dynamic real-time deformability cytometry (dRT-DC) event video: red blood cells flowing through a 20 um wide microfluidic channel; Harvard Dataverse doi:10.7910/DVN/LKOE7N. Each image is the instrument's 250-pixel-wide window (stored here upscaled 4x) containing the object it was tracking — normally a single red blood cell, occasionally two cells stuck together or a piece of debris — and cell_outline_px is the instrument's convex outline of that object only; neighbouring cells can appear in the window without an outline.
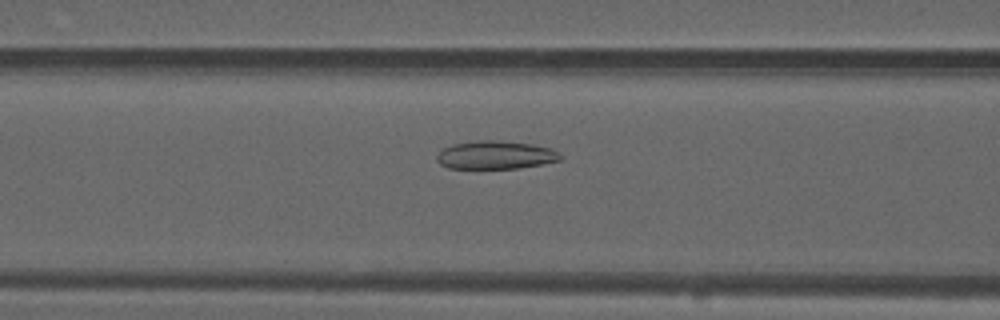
{"species": "common noctule bat (a hibernating species)", "species_latin": "Nyctalus noctula", "temperature_condition": "warm", "stored_images_in_passage": 50, "camera_frame_rate_fps": 3000, "um_per_image_px": 0.085, "animal": {"sex": "male", "forearm_length_mm": 52.5}, "frame": {"image": 1, "passage_image": 18, "time_ms": 5.667, "image_size_px": [1000, 320], "cell_outline_px": [[564, 156], [560, 160], [520, 168], [448, 168], [440, 164], [436, 160], [436, 156], [444, 148], [452, 144], [476, 140], [500, 140], [532, 144], [552, 148]], "centroid_in_image_um": [42.13, 13.16], "position_along_channel_um": 124.5, "area_um2": 20.4}}
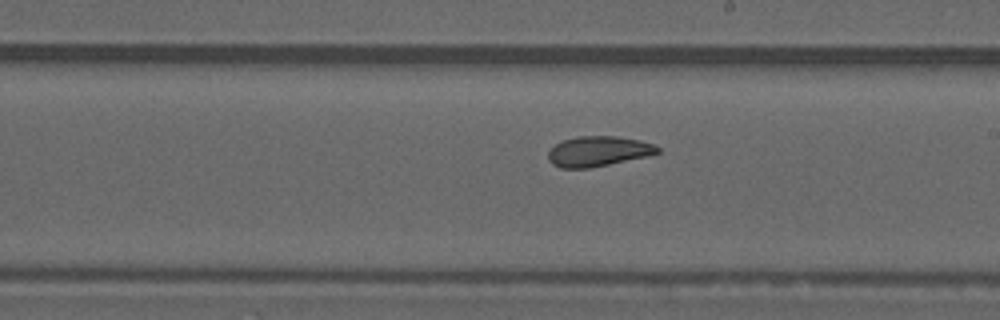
{"frame": {"image": 2, "passage_image": 27, "time_ms": 8.667, "image_size_px": [1000, 320], "cell_outline_px": [[660, 152], [648, 156], [588, 168], [560, 168], [552, 164], [548, 160], [548, 152], [556, 144], [564, 140], [576, 136], [616, 136], [640, 140], [652, 144], [660, 148]], "centroid_in_image_um": [50.84, 12.86], "position_along_channel_um": 238.2, "area_um2": 19.13}}
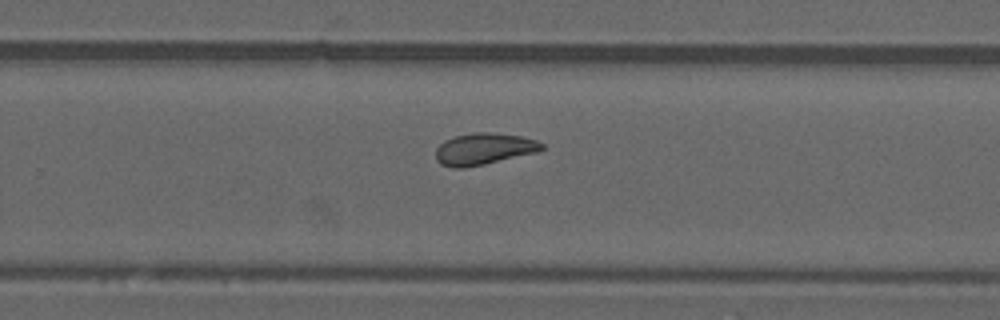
{"frame": {"image": 3, "passage_image": 31, "time_ms": 10.0, "image_size_px": [1000, 320], "cell_outline_px": [[544, 148], [536, 152], [484, 164], [464, 168], [452, 168], [440, 164], [436, 160], [436, 148], [444, 140], [456, 136], [472, 132], [488, 132], [520, 136], [536, 140], [544, 144]], "centroid_in_image_um": [41.09, 12.66], "position_along_channel_um": 288.7, "area_um2": 19.48}, "authors_computed_cell_mechanics": {"area_um2": 20.1722, "velocity_mm_per_s": 3.8002, "shape_relaxation_time_tau1_ms": null, "shape_relaxation_time_tau2_ms": 2.1645, "deformation_change_tau1": null, "deformation_change_tau2": 0.0758}}